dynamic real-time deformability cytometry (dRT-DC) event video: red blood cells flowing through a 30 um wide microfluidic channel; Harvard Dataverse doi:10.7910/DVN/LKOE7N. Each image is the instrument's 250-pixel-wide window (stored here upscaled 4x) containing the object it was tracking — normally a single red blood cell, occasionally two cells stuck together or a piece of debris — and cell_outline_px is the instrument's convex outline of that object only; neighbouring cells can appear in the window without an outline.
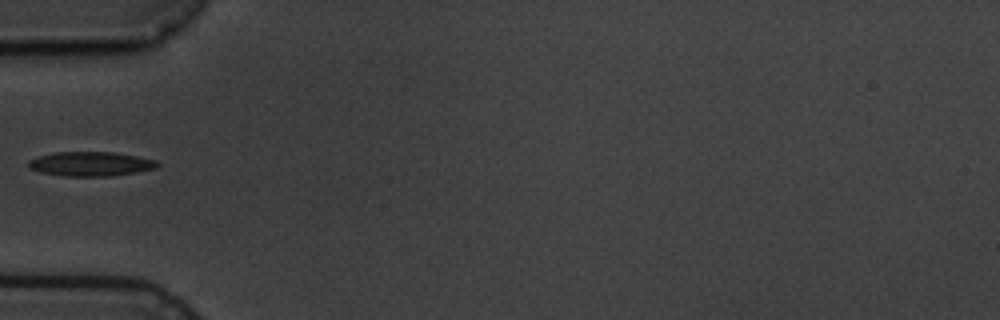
{"species": "common noctule bat (a hibernating species)", "species_latin": "Nyctalus noctula", "temperature_condition": "cold", "stored_images_in_passage": 6, "camera_frame_rate_fps": 3000, "um_per_image_px": 0.085, "animal": {"sex": "male", "body_mass_g": 19.5, "forearm_length_mm": 54.6}, "frame": {"image": 1, "passage_image": 5, "time_ms": 5.667, "image_size_px": [1000, 320], "cell_outline_px": [[160, 164], [156, 168], [136, 172], [112, 176], [64, 176], [40, 172], [28, 168], [28, 160], [40, 156], [56, 152], [112, 152], [136, 156], [156, 160]], "centroid_in_image_um": [7.7, 13.93], "position_along_channel_um": 77.3, "area_um2": 18.26}}
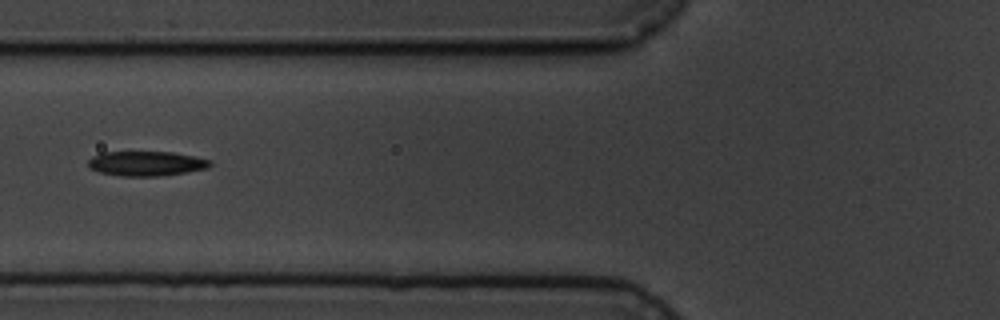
{"frame": {"image": 2, "passage_image": 6, "time_ms": 6.667, "image_size_px": [1000, 320], "cell_outline_px": [[212, 164], [208, 168], [184, 172], [156, 176], [120, 176], [100, 172], [92, 168], [88, 164], [88, 160], [92, 156], [100, 152], [172, 152], [196, 156], [212, 160]], "centroid_in_image_um": [12.45, 13.89], "position_along_channel_um": 113.4, "area_um2": 17.51}}